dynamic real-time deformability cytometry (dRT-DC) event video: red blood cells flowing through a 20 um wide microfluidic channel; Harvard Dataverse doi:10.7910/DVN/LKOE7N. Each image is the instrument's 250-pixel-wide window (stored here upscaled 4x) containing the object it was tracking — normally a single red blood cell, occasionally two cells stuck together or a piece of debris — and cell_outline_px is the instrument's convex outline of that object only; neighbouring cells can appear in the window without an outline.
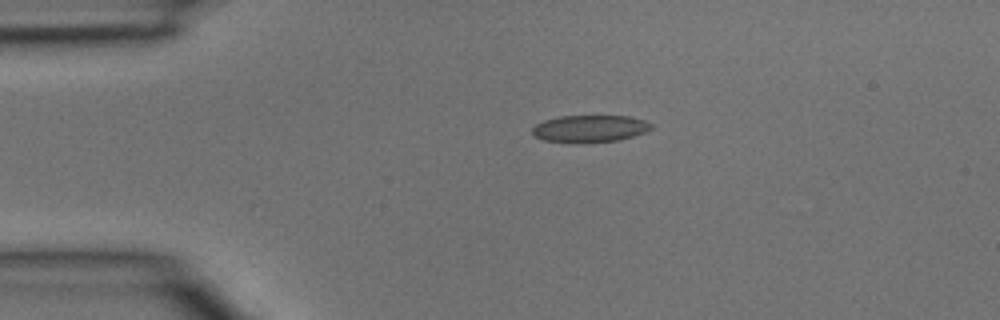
{"species": "common noctule bat (a hibernating species)", "species_latin": "Nyctalus noctula", "temperature_condition": "room temperature", "stored_images_in_passage": 4, "camera_frame_rate_fps": 3000, "um_per_image_px": 0.085, "animal": {"sex": "male", "body_mass_g": 15.6}, "frame": {"image": 1, "passage_image": 3, "time_ms": 0.667, "image_size_px": [1000, 320], "cell_outline_px": [[652, 128], [644, 132], [620, 140], [576, 144], [568, 144], [544, 140], [532, 136], [532, 128], [536, 124], [544, 120], [560, 116], [632, 116], [644, 120], [652, 124]], "centroid_in_image_um": [50.09, 10.95], "position_along_channel_um": 34.9, "area_um2": 19.19}}